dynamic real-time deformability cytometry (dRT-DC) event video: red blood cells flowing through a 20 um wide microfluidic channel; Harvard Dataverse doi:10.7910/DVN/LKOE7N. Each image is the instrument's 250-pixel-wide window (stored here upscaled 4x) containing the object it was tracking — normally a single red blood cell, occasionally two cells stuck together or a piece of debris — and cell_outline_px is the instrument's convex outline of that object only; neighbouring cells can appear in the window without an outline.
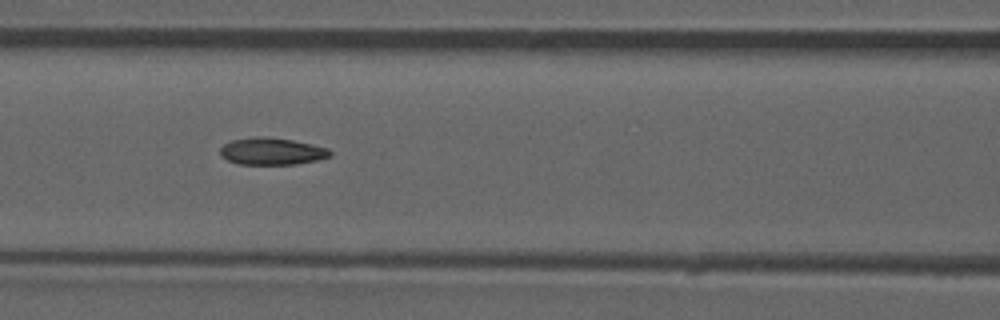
{"species": "common noctule bat (a hibernating species)", "species_latin": "Nyctalus noctula", "temperature_condition": "room temperature", "stored_images_in_passage": 43, "camera_frame_rate_fps": 3000, "um_per_image_px": 0.085, "animal": {"sex": "male", "forearm_length_mm": 52.5}, "frame": {"image": 1, "passage_image": 13, "time_ms": 4.0, "image_size_px": [1000, 320], "cell_outline_px": [[332, 156], [316, 160], [296, 164], [240, 164], [228, 160], [220, 156], [220, 148], [224, 144], [232, 140], [256, 136], [264, 136], [292, 140], [312, 144], [328, 148], [332, 152]], "centroid_in_image_um": [23.11, 12.85], "position_along_channel_um": 143.5, "area_um2": 17.34}, "authors_computed_cell_mechanics": {"area_um2": 17.1666, "velocity_mm_per_s": 3.9322, "shape_relaxation_time_tau1_ms": null, "shape_relaxation_time_tau2_ms": 3.098, "deformation_change_tau1": null, "deformation_change_tau2": 0.102}}